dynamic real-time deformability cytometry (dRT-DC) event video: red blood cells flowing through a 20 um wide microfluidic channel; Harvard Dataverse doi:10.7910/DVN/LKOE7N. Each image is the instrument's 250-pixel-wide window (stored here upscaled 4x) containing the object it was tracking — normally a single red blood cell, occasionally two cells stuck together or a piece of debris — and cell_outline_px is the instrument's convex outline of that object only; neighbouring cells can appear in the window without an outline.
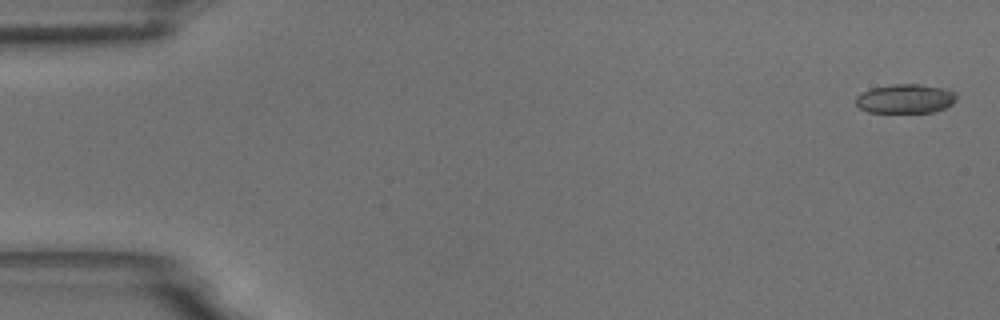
{"species": "common noctule bat (a hibernating species)", "species_latin": "Nyctalus noctula", "temperature_condition": "room temperature", "stored_images_in_passage": 7, "camera_frame_rate_fps": 3000, "um_per_image_px": 0.085, "animal": {"sex": "male", "body_mass_g": 18.8}, "frame": {"image": 1, "passage_image": 1, "time_ms": 0.0, "image_size_px": [1000, 320], "cell_outline_px": [[956, 100], [952, 104], [936, 112], [868, 112], [860, 108], [856, 104], [856, 96], [872, 88], [892, 84], [920, 84], [948, 88], [956, 92]], "centroid_in_image_um": [77.01, 8.38], "position_along_channel_um": 8.0, "area_um2": 17.22}}
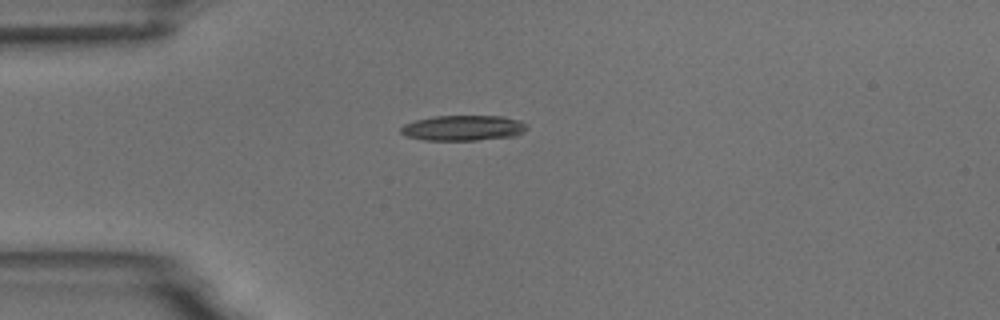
{"frame": {"image": 2, "passage_image": 4, "time_ms": 4.333, "image_size_px": [1000, 320], "cell_outline_px": [[528, 128], [524, 132], [516, 136], [476, 140], [424, 140], [404, 136], [400, 132], [400, 128], [404, 124], [416, 120], [432, 116], [504, 116], [520, 120], [528, 124]], "centroid_in_image_um": [39.39, 10.87], "position_along_channel_um": 45.6, "area_um2": 18.9}}